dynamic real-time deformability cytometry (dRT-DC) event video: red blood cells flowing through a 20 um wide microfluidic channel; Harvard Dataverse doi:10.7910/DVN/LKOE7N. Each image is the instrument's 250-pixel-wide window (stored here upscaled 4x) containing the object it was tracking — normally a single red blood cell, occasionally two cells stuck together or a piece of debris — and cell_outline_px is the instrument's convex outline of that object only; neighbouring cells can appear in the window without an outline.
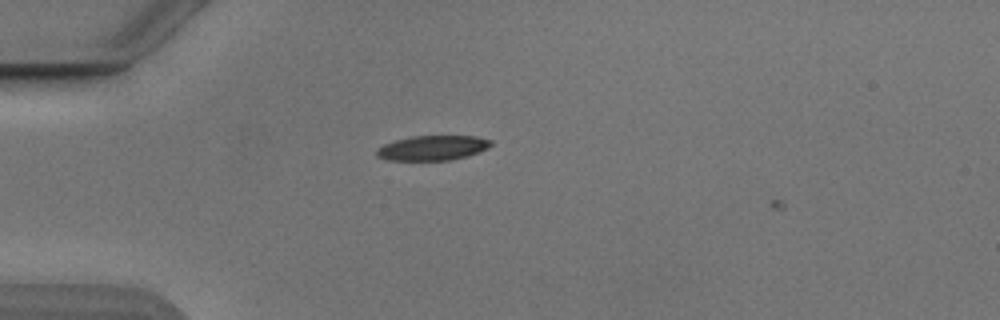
{"species": "Egyptian fruit bat (a non-hibernating species)", "species_latin": "Rousettus aegyptiacus", "temperature_condition": "cold", "stored_images_in_passage": 9, "camera_frame_rate_fps": 3000, "um_per_image_px": 0.085, "animal": {"sex": "male"}, "frame": {"image": 1, "passage_image": 8, "time_ms": 2.333, "image_size_px": [1000, 320], "cell_outline_px": [[492, 144], [488, 148], [468, 156], [448, 160], [388, 160], [376, 156], [376, 148], [384, 144], [396, 140], [412, 136], [476, 136], [492, 140]], "centroid_in_image_um": [36.77, 12.57], "position_along_channel_um": 48.2, "area_um2": 16.53}}